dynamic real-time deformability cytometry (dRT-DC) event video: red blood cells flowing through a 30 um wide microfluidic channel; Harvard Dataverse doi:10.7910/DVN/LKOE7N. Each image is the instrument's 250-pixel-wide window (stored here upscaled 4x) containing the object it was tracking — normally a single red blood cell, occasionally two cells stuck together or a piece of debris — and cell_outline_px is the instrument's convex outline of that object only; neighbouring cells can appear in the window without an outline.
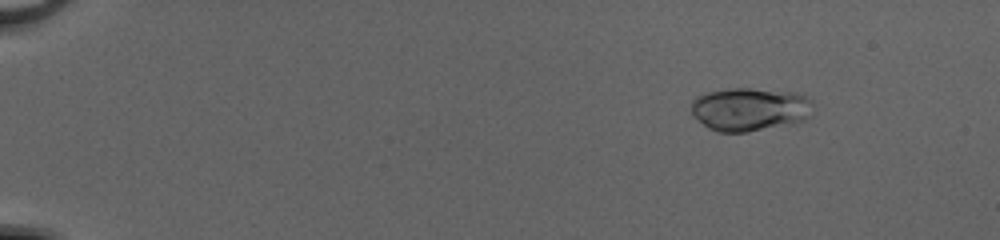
{"species": "common noctule bat (a hibernating species)", "species_latin": "Nyctalus noctula", "temperature_condition": "cold", "stored_images_in_passage": 53, "camera_frame_rate_fps": 3000, "um_per_image_px": 0.085, "animal": {"sex": "female", "body_mass_g": 20.0, "forearm_length_mm": 54.0}, "frame": {"image": 1, "passage_image": 8, "time_ms": 2.333, "image_size_px": [1000, 240], "cell_outline_px": [[812, 116], [796, 124], [748, 132], [716, 132], [708, 128], [692, 112], [692, 100], [696, 96], [704, 92], [732, 88], [748, 88], [796, 92], [812, 100]], "centroid_in_image_um": [63.78, 9.29], "position_along_channel_um": 21.2, "area_um2": 31.21}}
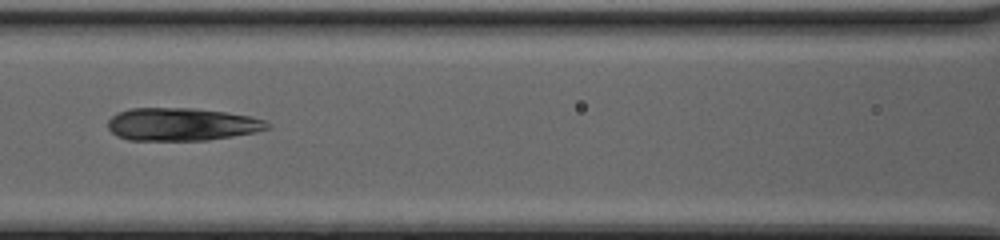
{"frame": {"image": 2, "passage_image": 27, "time_ms": 8.667, "image_size_px": [1000, 240], "cell_outline_px": [[272, 124], [268, 128], [256, 132], [208, 140], [128, 140], [116, 136], [108, 128], [108, 120], [116, 112], [128, 108], [192, 108], [224, 112], [248, 116], [264, 120]], "centroid_in_image_um": [15.4, 10.56], "position_along_channel_um": 151.2, "area_um2": 30.52}}
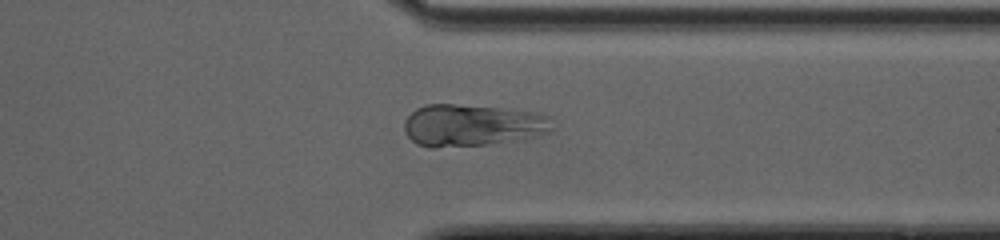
{"frame": {"image": 3, "passage_image": 43, "time_ms": 14.0, "image_size_px": [1000, 240], "cell_outline_px": [[552, 128], [548, 132], [536, 136], [512, 140], [484, 144], [436, 148], [428, 148], [416, 144], [404, 132], [404, 120], [416, 108], [424, 104], [452, 104], [500, 108], [540, 112], [548, 116]], "centroid_in_image_um": [40.08, 10.64], "position_along_channel_um": 371.3, "area_um2": 36.13}}